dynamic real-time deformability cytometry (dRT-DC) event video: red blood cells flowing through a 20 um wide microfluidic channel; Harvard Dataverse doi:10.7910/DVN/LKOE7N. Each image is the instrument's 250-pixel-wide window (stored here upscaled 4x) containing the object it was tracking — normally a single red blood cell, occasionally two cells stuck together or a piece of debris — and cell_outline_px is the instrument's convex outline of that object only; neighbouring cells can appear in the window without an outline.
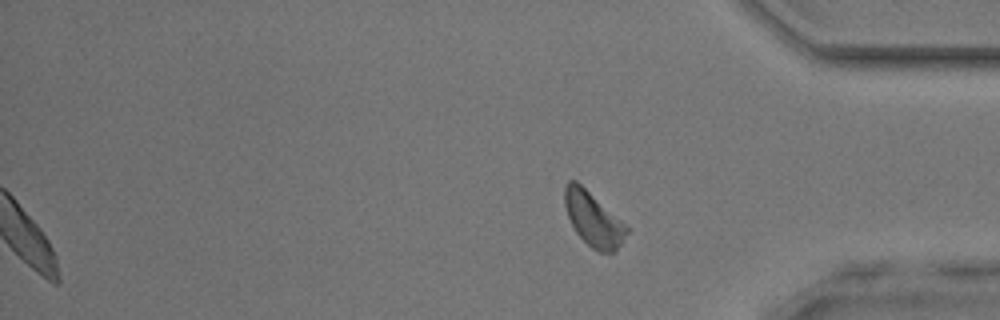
{"species": "common noctule bat (a hibernating species)", "species_latin": "Nyctalus noctula", "temperature_condition": "room temperature", "stored_images_in_passage": 40, "segment_of_instrument_passage": [2, 2], "camera_frame_rate_fps": 3000, "um_per_image_px": 0.085, "animal": {"sex": "male", "body_mass_g": 17.9, "forearm_length_mm": 54.2}, "frame": {"image": 1, "passage_image": 40, "time_ms": 13.0, "image_size_px": [1000, 320], "cell_outline_px": [[628, 232], [620, 244], [612, 252], [600, 252], [592, 248], [576, 232], [568, 216], [564, 204], [564, 188], [568, 180], [576, 180], [620, 220], [628, 228]], "centroid_in_image_um": [50.39, 18.61], "position_along_channel_um": 384.8, "area_um2": 18.9}}